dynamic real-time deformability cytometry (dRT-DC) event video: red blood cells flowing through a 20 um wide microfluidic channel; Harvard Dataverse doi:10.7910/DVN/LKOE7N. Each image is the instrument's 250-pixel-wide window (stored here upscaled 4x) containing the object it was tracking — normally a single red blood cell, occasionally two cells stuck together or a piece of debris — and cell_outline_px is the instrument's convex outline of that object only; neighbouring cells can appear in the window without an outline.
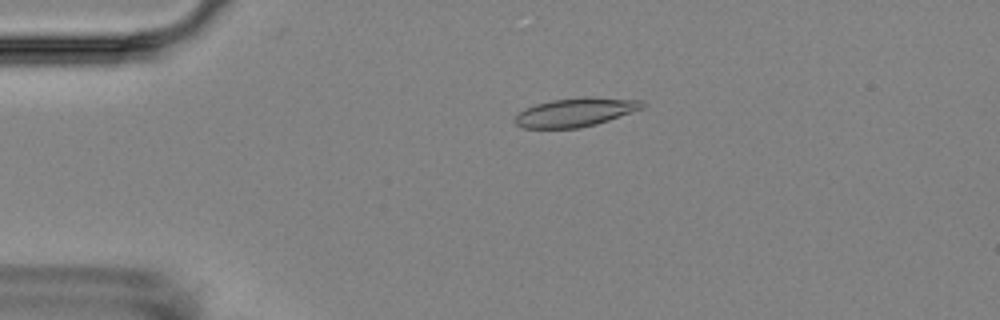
{"species": "Egyptian fruit bat (a non-hibernating species)", "species_latin": "Rousettus aegyptiacus", "temperature_condition": "room temperature", "stored_images_in_passage": 5, "camera_frame_rate_fps": 3000, "um_per_image_px": 0.085, "animal": {"sex": "female"}, "frame": {"image": 1, "passage_image": 3, "time_ms": 3.0, "image_size_px": [1000, 320], "cell_outline_px": [[648, 104], [644, 108], [596, 124], [580, 128], [524, 128], [516, 124], [512, 120], [524, 108], [536, 104], [552, 100], [584, 96], [592, 96], [644, 100]], "centroid_in_image_um": [48.96, 9.52], "position_along_channel_um": 36.0, "area_um2": 21.62}}